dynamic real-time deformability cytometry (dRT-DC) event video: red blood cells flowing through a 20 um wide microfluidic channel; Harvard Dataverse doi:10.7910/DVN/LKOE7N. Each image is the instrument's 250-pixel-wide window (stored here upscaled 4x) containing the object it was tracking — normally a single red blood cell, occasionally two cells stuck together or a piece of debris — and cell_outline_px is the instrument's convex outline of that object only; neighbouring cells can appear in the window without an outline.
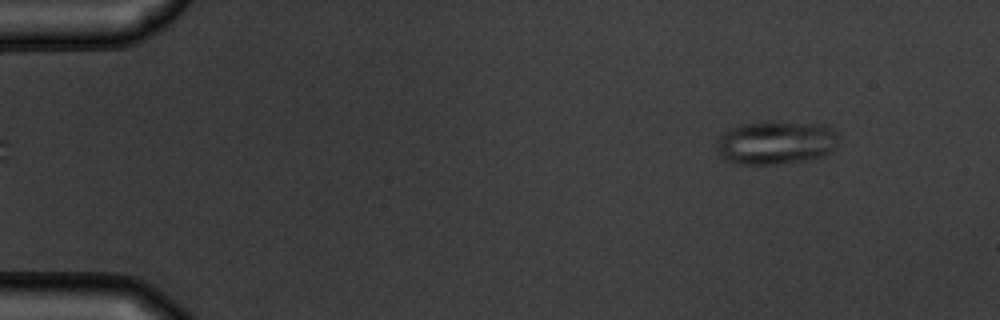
{"species": "common noctule bat (a hibernating species)", "species_latin": "Nyctalus noctula", "temperature_condition": "warm", "stored_images_in_passage": 4, "camera_frame_rate_fps": 3000, "um_per_image_px": 0.085, "animal": {"sex": "male", "body_mass_g": 19.5, "forearm_length_mm": 54.6}, "frame": {"image": 1, "passage_image": 1, "time_ms": 0.0, "image_size_px": [1000, 320], "cell_outline_px": [[836, 148], [820, 156], [808, 160], [776, 164], [736, 164], [724, 160], [720, 156], [716, 148], [716, 140], [724, 132], [740, 124], [824, 124], [836, 132]], "centroid_in_image_um": [65.89, 12.17], "position_along_channel_um": 19.1, "area_um2": 30.11}}